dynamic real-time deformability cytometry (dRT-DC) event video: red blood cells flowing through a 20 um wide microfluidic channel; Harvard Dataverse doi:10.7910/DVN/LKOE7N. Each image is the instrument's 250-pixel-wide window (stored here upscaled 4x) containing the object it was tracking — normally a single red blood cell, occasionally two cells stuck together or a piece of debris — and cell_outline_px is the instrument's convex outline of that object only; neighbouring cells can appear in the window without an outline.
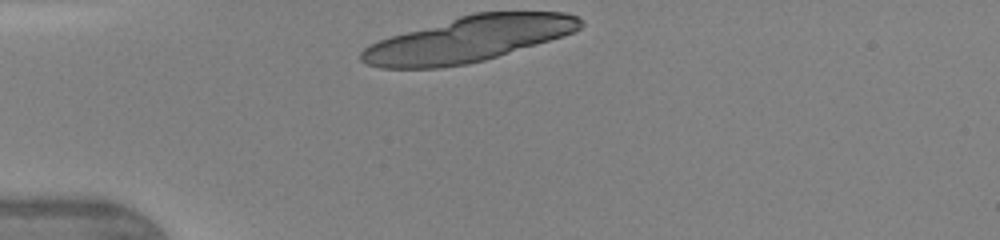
{"species": "human", "species_latin": "Homo sapiens", "temperature_condition": "warm", "stored_images_in_passage": 14, "camera_frame_rate_fps": 3000, "um_per_image_px": 0.085, "donor": {"sex": "female"}, "frame": {"image": 1, "passage_image": 1, "time_ms": 0.0, "image_size_px": [1000, 240], "cell_outline_px": [[584, 24], [580, 28], [572, 32], [536, 44], [484, 60], [468, 64], [440, 68], [380, 68], [368, 64], [360, 60], [360, 52], [364, 48], [380, 40], [392, 36], [460, 16], [476, 12], [564, 12], [576, 16], [584, 20]], "centroid_in_image_um": [39.82, 3.34], "position_along_channel_um": 45.2, "area_um2": 57.11}}